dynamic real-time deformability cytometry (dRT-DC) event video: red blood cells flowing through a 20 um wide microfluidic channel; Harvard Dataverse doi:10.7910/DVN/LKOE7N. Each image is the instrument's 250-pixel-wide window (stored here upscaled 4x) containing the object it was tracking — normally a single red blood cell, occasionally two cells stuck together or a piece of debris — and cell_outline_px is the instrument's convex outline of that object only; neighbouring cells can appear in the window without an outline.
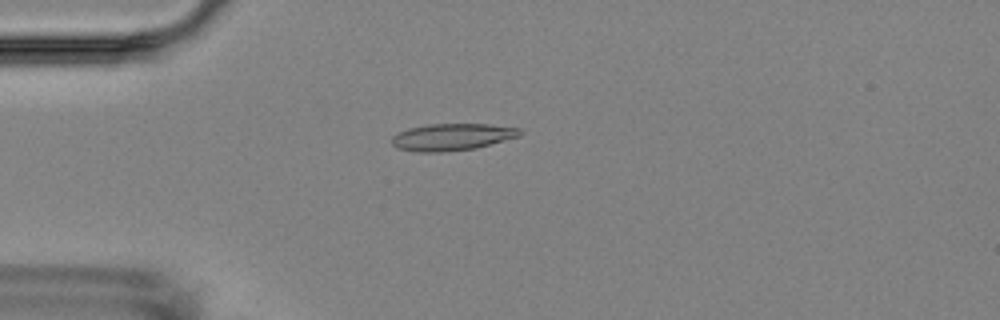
{"species": "Egyptian fruit bat (a non-hibernating species)", "species_latin": "Rousettus aegyptiacus", "temperature_condition": "room temperature", "stored_images_in_passage": 7, "camera_frame_rate_fps": 3000, "um_per_image_px": 0.085, "animal": {"sex": "female"}, "frame": {"image": 1, "passage_image": 4, "time_ms": 4.0, "image_size_px": [1000, 320], "cell_outline_px": [[524, 132], [520, 136], [476, 148], [440, 152], [420, 152], [396, 148], [392, 144], [392, 136], [396, 132], [408, 128], [428, 124], [488, 124], [520, 128]], "centroid_in_image_um": [38.42, 11.64], "position_along_channel_um": 46.6, "area_um2": 20.23}}